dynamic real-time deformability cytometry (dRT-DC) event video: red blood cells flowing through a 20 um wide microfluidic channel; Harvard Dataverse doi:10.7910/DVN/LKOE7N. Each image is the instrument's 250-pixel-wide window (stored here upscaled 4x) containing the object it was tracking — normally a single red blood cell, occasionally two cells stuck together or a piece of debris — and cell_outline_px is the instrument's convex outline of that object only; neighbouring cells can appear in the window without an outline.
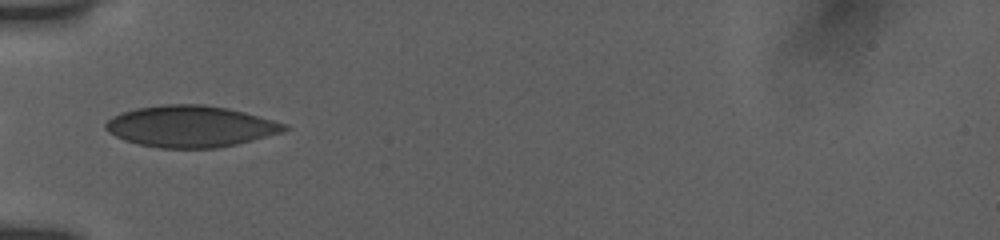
{"species": "human", "species_latin": "Homo sapiens", "temperature_condition": "room temperature", "stored_images_in_passage": 2, "camera_frame_rate_fps": 3000, "um_per_image_px": 0.085, "donor": {"sex": "female"}, "frame": {"image": 1, "passage_image": 1, "time_ms": 0.0, "image_size_px": [1000, 240], "cell_outline_px": [[292, 128], [284, 132], [236, 144], [216, 148], [160, 148], [140, 144], [124, 140], [108, 132], [104, 128], [104, 124], [112, 116], [136, 108], [160, 104], [204, 104], [228, 108], [244, 112], [288, 124]], "centroid_in_image_um": [16.22, 10.73], "position_along_channel_um": 68.8, "area_um2": 43.29}}